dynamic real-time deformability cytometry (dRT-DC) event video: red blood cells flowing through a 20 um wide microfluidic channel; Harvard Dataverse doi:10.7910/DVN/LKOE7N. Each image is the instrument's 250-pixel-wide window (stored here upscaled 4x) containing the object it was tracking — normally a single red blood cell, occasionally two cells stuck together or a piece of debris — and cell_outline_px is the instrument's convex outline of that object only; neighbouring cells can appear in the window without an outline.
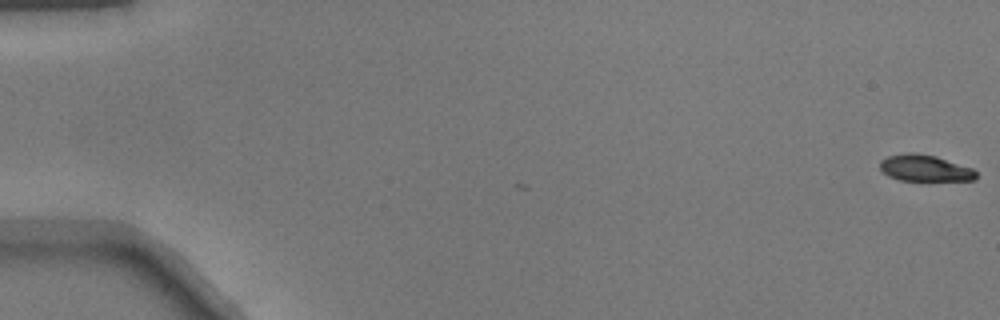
{"species": "common noctule bat (a hibernating species)", "species_latin": "Nyctalus noctula", "temperature_condition": "warm", "stored_images_in_passage": 52, "camera_frame_rate_fps": 3000, "um_per_image_px": 0.085, "animal": {"sex": "male", "body_mass_g": 17.9}, "frame": {"image": 1, "passage_image": 1, "time_ms": 0.0, "image_size_px": [1000, 320], "cell_outline_px": [[976, 180], [900, 180], [888, 176], [880, 168], [880, 160], [888, 156], [908, 152], [916, 152], [936, 156], [972, 168], [976, 172]], "centroid_in_image_um": [78.6, 14.28], "position_along_channel_um": 6.4, "area_um2": 14.74}}
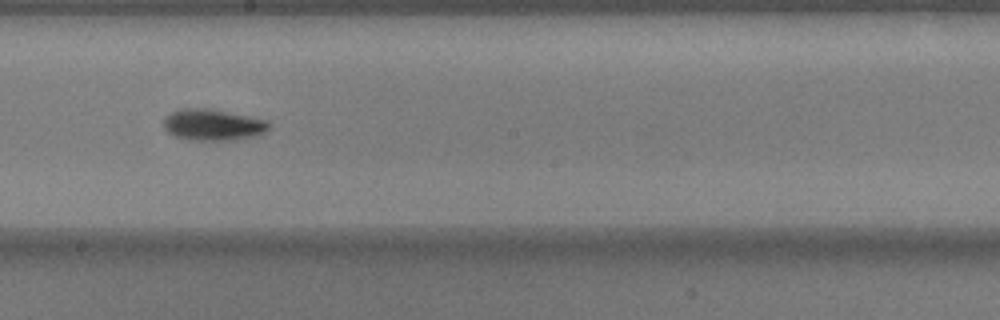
{"frame": {"image": 2, "passage_image": 30, "time_ms": 9.667, "image_size_px": [1000, 320], "cell_outline_px": [[272, 124], [264, 132], [252, 136], [236, 140], [188, 140], [176, 136], [168, 132], [164, 128], [164, 116], [180, 108], [208, 108], [268, 120]], "centroid_in_image_um": [18.08, 10.6], "position_along_channel_um": 230.1, "area_um2": 19.25}}
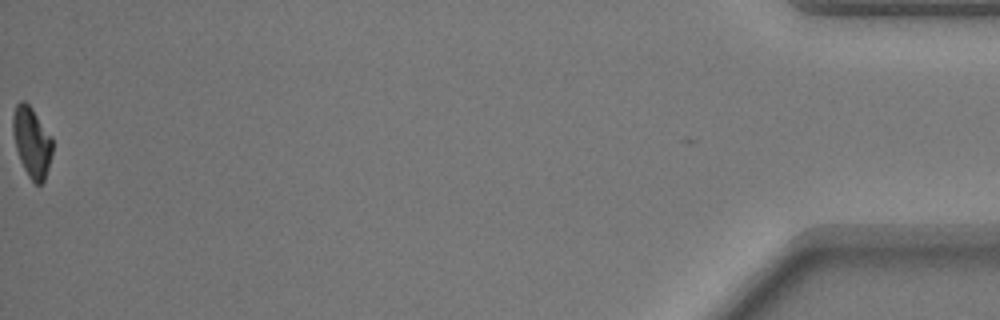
{"frame": {"image": 3, "passage_image": 52, "time_ms": 17.0, "image_size_px": [1000, 320], "cell_outline_px": [[52, 152], [48, 168], [44, 180], [40, 184], [36, 184], [28, 176], [20, 160], [16, 148], [12, 132], [12, 116], [16, 104], [20, 100], [24, 100], [32, 108], [52, 136]], "centroid_in_image_um": [2.69, 12.04], "position_along_channel_um": 432.5, "area_um2": 16.18}}